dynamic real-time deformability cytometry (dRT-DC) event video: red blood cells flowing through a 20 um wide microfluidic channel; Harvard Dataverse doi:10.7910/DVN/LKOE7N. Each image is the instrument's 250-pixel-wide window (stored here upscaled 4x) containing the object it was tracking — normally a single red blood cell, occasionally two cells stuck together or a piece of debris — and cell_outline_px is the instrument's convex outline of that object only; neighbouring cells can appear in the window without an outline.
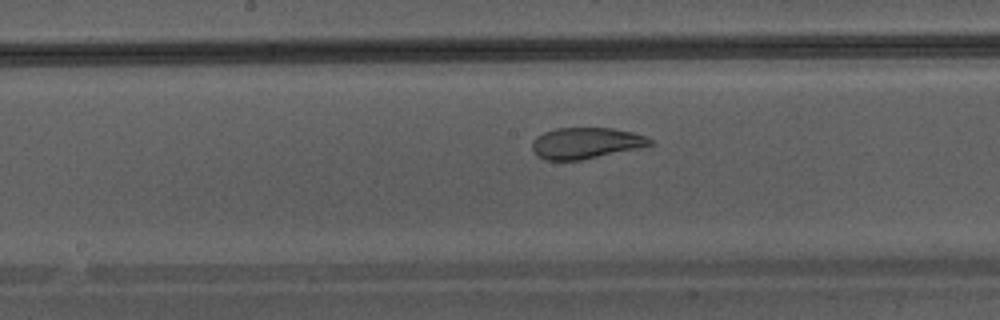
{"species": "Egyptian fruit bat (a non-hibernating species)", "species_latin": "Rousettus aegyptiacus", "temperature_condition": "warm", "stored_images_in_passage": 31, "camera_frame_rate_fps": 3000, "um_per_image_px": 0.085, "animal": {"sex": "male"}, "frame": {"image": 1, "passage_image": 10, "time_ms": 3.0, "image_size_px": [1000, 320], "cell_outline_px": [[652, 144], [640, 148], [580, 160], [544, 160], [536, 156], [532, 148], [532, 140], [536, 136], [544, 132], [556, 128], [612, 128], [632, 132], [644, 136], [652, 140]], "centroid_in_image_um": [49.75, 12.16], "position_along_channel_um": 198.4, "area_um2": 21.39}}